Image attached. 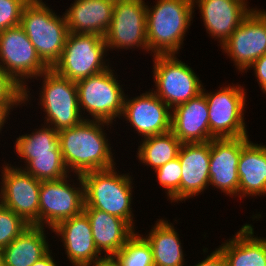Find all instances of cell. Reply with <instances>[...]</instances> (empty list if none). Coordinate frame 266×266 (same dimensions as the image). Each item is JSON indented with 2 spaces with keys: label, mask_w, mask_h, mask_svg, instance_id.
Listing matches in <instances>:
<instances>
[{
  "label": "cell",
  "mask_w": 266,
  "mask_h": 266,
  "mask_svg": "<svg viewBox=\"0 0 266 266\" xmlns=\"http://www.w3.org/2000/svg\"><path fill=\"white\" fill-rule=\"evenodd\" d=\"M30 0H0V31L21 24L22 12Z\"/></svg>",
  "instance_id": "obj_34"
},
{
  "label": "cell",
  "mask_w": 266,
  "mask_h": 266,
  "mask_svg": "<svg viewBox=\"0 0 266 266\" xmlns=\"http://www.w3.org/2000/svg\"><path fill=\"white\" fill-rule=\"evenodd\" d=\"M150 90L131 98L126 94L121 115L143 138L171 130L172 109Z\"/></svg>",
  "instance_id": "obj_15"
},
{
  "label": "cell",
  "mask_w": 266,
  "mask_h": 266,
  "mask_svg": "<svg viewBox=\"0 0 266 266\" xmlns=\"http://www.w3.org/2000/svg\"><path fill=\"white\" fill-rule=\"evenodd\" d=\"M220 47L239 72L247 73L252 63L266 53V10L253 8Z\"/></svg>",
  "instance_id": "obj_14"
},
{
  "label": "cell",
  "mask_w": 266,
  "mask_h": 266,
  "mask_svg": "<svg viewBox=\"0 0 266 266\" xmlns=\"http://www.w3.org/2000/svg\"><path fill=\"white\" fill-rule=\"evenodd\" d=\"M107 51L104 37L69 32L61 58L52 69L76 82L107 70L110 67L109 59H104Z\"/></svg>",
  "instance_id": "obj_8"
},
{
  "label": "cell",
  "mask_w": 266,
  "mask_h": 266,
  "mask_svg": "<svg viewBox=\"0 0 266 266\" xmlns=\"http://www.w3.org/2000/svg\"><path fill=\"white\" fill-rule=\"evenodd\" d=\"M160 187L165 189L168 200L172 202L180 201V179L182 176L181 163L179 157L167 162L154 171Z\"/></svg>",
  "instance_id": "obj_31"
},
{
  "label": "cell",
  "mask_w": 266,
  "mask_h": 266,
  "mask_svg": "<svg viewBox=\"0 0 266 266\" xmlns=\"http://www.w3.org/2000/svg\"><path fill=\"white\" fill-rule=\"evenodd\" d=\"M114 258L119 266H154L151 247L137 231Z\"/></svg>",
  "instance_id": "obj_29"
},
{
  "label": "cell",
  "mask_w": 266,
  "mask_h": 266,
  "mask_svg": "<svg viewBox=\"0 0 266 266\" xmlns=\"http://www.w3.org/2000/svg\"><path fill=\"white\" fill-rule=\"evenodd\" d=\"M45 229L46 227L30 225L2 249L3 266H31L42 258L51 246Z\"/></svg>",
  "instance_id": "obj_25"
},
{
  "label": "cell",
  "mask_w": 266,
  "mask_h": 266,
  "mask_svg": "<svg viewBox=\"0 0 266 266\" xmlns=\"http://www.w3.org/2000/svg\"><path fill=\"white\" fill-rule=\"evenodd\" d=\"M145 0H115L110 27L104 36L109 49L139 48L148 52Z\"/></svg>",
  "instance_id": "obj_12"
},
{
  "label": "cell",
  "mask_w": 266,
  "mask_h": 266,
  "mask_svg": "<svg viewBox=\"0 0 266 266\" xmlns=\"http://www.w3.org/2000/svg\"><path fill=\"white\" fill-rule=\"evenodd\" d=\"M31 134L20 135L15 140V150L17 157H21L27 165L36 156L62 155L58 131L48 125H41Z\"/></svg>",
  "instance_id": "obj_27"
},
{
  "label": "cell",
  "mask_w": 266,
  "mask_h": 266,
  "mask_svg": "<svg viewBox=\"0 0 266 266\" xmlns=\"http://www.w3.org/2000/svg\"><path fill=\"white\" fill-rule=\"evenodd\" d=\"M211 141L183 143L178 157L181 163L180 201L198 196L209 188Z\"/></svg>",
  "instance_id": "obj_19"
},
{
  "label": "cell",
  "mask_w": 266,
  "mask_h": 266,
  "mask_svg": "<svg viewBox=\"0 0 266 266\" xmlns=\"http://www.w3.org/2000/svg\"><path fill=\"white\" fill-rule=\"evenodd\" d=\"M177 56H152V78L156 86L152 91L171 109L196 97L203 88L199 76Z\"/></svg>",
  "instance_id": "obj_10"
},
{
  "label": "cell",
  "mask_w": 266,
  "mask_h": 266,
  "mask_svg": "<svg viewBox=\"0 0 266 266\" xmlns=\"http://www.w3.org/2000/svg\"><path fill=\"white\" fill-rule=\"evenodd\" d=\"M111 68L80 79L76 85L81 114L84 111L89 113L86 119L106 121L113 125L115 118H121L125 93L123 85H120V80L114 74L115 70Z\"/></svg>",
  "instance_id": "obj_7"
},
{
  "label": "cell",
  "mask_w": 266,
  "mask_h": 266,
  "mask_svg": "<svg viewBox=\"0 0 266 266\" xmlns=\"http://www.w3.org/2000/svg\"><path fill=\"white\" fill-rule=\"evenodd\" d=\"M254 69V75L256 76L259 87L266 95V53L257 59L249 67V70Z\"/></svg>",
  "instance_id": "obj_35"
},
{
  "label": "cell",
  "mask_w": 266,
  "mask_h": 266,
  "mask_svg": "<svg viewBox=\"0 0 266 266\" xmlns=\"http://www.w3.org/2000/svg\"><path fill=\"white\" fill-rule=\"evenodd\" d=\"M171 131L182 144L211 141L209 110L203 92L172 109Z\"/></svg>",
  "instance_id": "obj_20"
},
{
  "label": "cell",
  "mask_w": 266,
  "mask_h": 266,
  "mask_svg": "<svg viewBox=\"0 0 266 266\" xmlns=\"http://www.w3.org/2000/svg\"><path fill=\"white\" fill-rule=\"evenodd\" d=\"M241 155V137L211 140L209 186L227 196L239 197L238 162Z\"/></svg>",
  "instance_id": "obj_16"
},
{
  "label": "cell",
  "mask_w": 266,
  "mask_h": 266,
  "mask_svg": "<svg viewBox=\"0 0 266 266\" xmlns=\"http://www.w3.org/2000/svg\"><path fill=\"white\" fill-rule=\"evenodd\" d=\"M111 124L101 120L83 119L72 128L58 131L62 158L69 173L82 175L116 167L115 155L105 133L109 126L112 127Z\"/></svg>",
  "instance_id": "obj_1"
},
{
  "label": "cell",
  "mask_w": 266,
  "mask_h": 266,
  "mask_svg": "<svg viewBox=\"0 0 266 266\" xmlns=\"http://www.w3.org/2000/svg\"><path fill=\"white\" fill-rule=\"evenodd\" d=\"M115 0H74L64 13L70 33L104 37L113 17Z\"/></svg>",
  "instance_id": "obj_21"
},
{
  "label": "cell",
  "mask_w": 266,
  "mask_h": 266,
  "mask_svg": "<svg viewBox=\"0 0 266 266\" xmlns=\"http://www.w3.org/2000/svg\"><path fill=\"white\" fill-rule=\"evenodd\" d=\"M0 266H3V263H2V252L0 250Z\"/></svg>",
  "instance_id": "obj_40"
},
{
  "label": "cell",
  "mask_w": 266,
  "mask_h": 266,
  "mask_svg": "<svg viewBox=\"0 0 266 266\" xmlns=\"http://www.w3.org/2000/svg\"><path fill=\"white\" fill-rule=\"evenodd\" d=\"M203 87L209 110L210 140L249 136L245 124L246 95L243 86L225 85L216 92Z\"/></svg>",
  "instance_id": "obj_9"
},
{
  "label": "cell",
  "mask_w": 266,
  "mask_h": 266,
  "mask_svg": "<svg viewBox=\"0 0 266 266\" xmlns=\"http://www.w3.org/2000/svg\"><path fill=\"white\" fill-rule=\"evenodd\" d=\"M30 225L0 203V250L13 242Z\"/></svg>",
  "instance_id": "obj_32"
},
{
  "label": "cell",
  "mask_w": 266,
  "mask_h": 266,
  "mask_svg": "<svg viewBox=\"0 0 266 266\" xmlns=\"http://www.w3.org/2000/svg\"><path fill=\"white\" fill-rule=\"evenodd\" d=\"M247 0H193L206 32L221 46L252 11ZM250 8V9H249Z\"/></svg>",
  "instance_id": "obj_17"
},
{
  "label": "cell",
  "mask_w": 266,
  "mask_h": 266,
  "mask_svg": "<svg viewBox=\"0 0 266 266\" xmlns=\"http://www.w3.org/2000/svg\"><path fill=\"white\" fill-rule=\"evenodd\" d=\"M53 258L52 250H49L42 258L37 260L31 266H58Z\"/></svg>",
  "instance_id": "obj_37"
},
{
  "label": "cell",
  "mask_w": 266,
  "mask_h": 266,
  "mask_svg": "<svg viewBox=\"0 0 266 266\" xmlns=\"http://www.w3.org/2000/svg\"><path fill=\"white\" fill-rule=\"evenodd\" d=\"M41 181L39 192V226L52 230L59 222L84 211V184L81 175H75V185L69 177ZM69 179V180H68ZM71 180V181H70ZM73 182V183H70Z\"/></svg>",
  "instance_id": "obj_11"
},
{
  "label": "cell",
  "mask_w": 266,
  "mask_h": 266,
  "mask_svg": "<svg viewBox=\"0 0 266 266\" xmlns=\"http://www.w3.org/2000/svg\"><path fill=\"white\" fill-rule=\"evenodd\" d=\"M113 167L81 175L84 184V208H93L126 220L133 228V180L130 173L120 174Z\"/></svg>",
  "instance_id": "obj_3"
},
{
  "label": "cell",
  "mask_w": 266,
  "mask_h": 266,
  "mask_svg": "<svg viewBox=\"0 0 266 266\" xmlns=\"http://www.w3.org/2000/svg\"><path fill=\"white\" fill-rule=\"evenodd\" d=\"M238 176L240 199L266 195V145L241 137Z\"/></svg>",
  "instance_id": "obj_22"
},
{
  "label": "cell",
  "mask_w": 266,
  "mask_h": 266,
  "mask_svg": "<svg viewBox=\"0 0 266 266\" xmlns=\"http://www.w3.org/2000/svg\"><path fill=\"white\" fill-rule=\"evenodd\" d=\"M52 232L60 236L72 266H83L104 257L94 244L91 225L84 211L59 222Z\"/></svg>",
  "instance_id": "obj_18"
},
{
  "label": "cell",
  "mask_w": 266,
  "mask_h": 266,
  "mask_svg": "<svg viewBox=\"0 0 266 266\" xmlns=\"http://www.w3.org/2000/svg\"><path fill=\"white\" fill-rule=\"evenodd\" d=\"M0 68L23 88L25 105L31 100V89L26 85L29 78L38 80L49 69L21 25L0 31Z\"/></svg>",
  "instance_id": "obj_5"
},
{
  "label": "cell",
  "mask_w": 266,
  "mask_h": 266,
  "mask_svg": "<svg viewBox=\"0 0 266 266\" xmlns=\"http://www.w3.org/2000/svg\"><path fill=\"white\" fill-rule=\"evenodd\" d=\"M0 104L10 111L23 105V88L0 68Z\"/></svg>",
  "instance_id": "obj_33"
},
{
  "label": "cell",
  "mask_w": 266,
  "mask_h": 266,
  "mask_svg": "<svg viewBox=\"0 0 266 266\" xmlns=\"http://www.w3.org/2000/svg\"><path fill=\"white\" fill-rule=\"evenodd\" d=\"M253 227L242 225L232 239L218 246L228 266H266V238L255 236Z\"/></svg>",
  "instance_id": "obj_24"
},
{
  "label": "cell",
  "mask_w": 266,
  "mask_h": 266,
  "mask_svg": "<svg viewBox=\"0 0 266 266\" xmlns=\"http://www.w3.org/2000/svg\"><path fill=\"white\" fill-rule=\"evenodd\" d=\"M2 166L0 203L22 217L29 225L39 226L41 180L18 166L15 168L7 163Z\"/></svg>",
  "instance_id": "obj_13"
},
{
  "label": "cell",
  "mask_w": 266,
  "mask_h": 266,
  "mask_svg": "<svg viewBox=\"0 0 266 266\" xmlns=\"http://www.w3.org/2000/svg\"><path fill=\"white\" fill-rule=\"evenodd\" d=\"M194 11L193 0H157L154 6L146 5L148 51L152 56L180 52Z\"/></svg>",
  "instance_id": "obj_2"
},
{
  "label": "cell",
  "mask_w": 266,
  "mask_h": 266,
  "mask_svg": "<svg viewBox=\"0 0 266 266\" xmlns=\"http://www.w3.org/2000/svg\"><path fill=\"white\" fill-rule=\"evenodd\" d=\"M24 169L34 178L44 180H57L69 176L62 155L36 156L26 166L18 167Z\"/></svg>",
  "instance_id": "obj_30"
},
{
  "label": "cell",
  "mask_w": 266,
  "mask_h": 266,
  "mask_svg": "<svg viewBox=\"0 0 266 266\" xmlns=\"http://www.w3.org/2000/svg\"><path fill=\"white\" fill-rule=\"evenodd\" d=\"M194 266H228L222 252L216 248L210 255H207L202 261Z\"/></svg>",
  "instance_id": "obj_36"
},
{
  "label": "cell",
  "mask_w": 266,
  "mask_h": 266,
  "mask_svg": "<svg viewBox=\"0 0 266 266\" xmlns=\"http://www.w3.org/2000/svg\"><path fill=\"white\" fill-rule=\"evenodd\" d=\"M84 212L91 225L94 244L104 257H114L136 231L126 220L104 211L84 208Z\"/></svg>",
  "instance_id": "obj_23"
},
{
  "label": "cell",
  "mask_w": 266,
  "mask_h": 266,
  "mask_svg": "<svg viewBox=\"0 0 266 266\" xmlns=\"http://www.w3.org/2000/svg\"><path fill=\"white\" fill-rule=\"evenodd\" d=\"M83 266H119L114 257H103Z\"/></svg>",
  "instance_id": "obj_38"
},
{
  "label": "cell",
  "mask_w": 266,
  "mask_h": 266,
  "mask_svg": "<svg viewBox=\"0 0 266 266\" xmlns=\"http://www.w3.org/2000/svg\"><path fill=\"white\" fill-rule=\"evenodd\" d=\"M10 113L11 111L6 106L0 104V133L3 130V127L7 120H9L8 118L10 117Z\"/></svg>",
  "instance_id": "obj_39"
},
{
  "label": "cell",
  "mask_w": 266,
  "mask_h": 266,
  "mask_svg": "<svg viewBox=\"0 0 266 266\" xmlns=\"http://www.w3.org/2000/svg\"><path fill=\"white\" fill-rule=\"evenodd\" d=\"M181 144V141L175 137L171 130L166 133L141 138L136 157L143 165L151 166L153 171H155L178 157Z\"/></svg>",
  "instance_id": "obj_28"
},
{
  "label": "cell",
  "mask_w": 266,
  "mask_h": 266,
  "mask_svg": "<svg viewBox=\"0 0 266 266\" xmlns=\"http://www.w3.org/2000/svg\"><path fill=\"white\" fill-rule=\"evenodd\" d=\"M38 79L42 81L40 88V109H44V124L56 131L72 128L79 124L84 115L81 114L78 100V90L75 81L59 75L49 68Z\"/></svg>",
  "instance_id": "obj_6"
},
{
  "label": "cell",
  "mask_w": 266,
  "mask_h": 266,
  "mask_svg": "<svg viewBox=\"0 0 266 266\" xmlns=\"http://www.w3.org/2000/svg\"><path fill=\"white\" fill-rule=\"evenodd\" d=\"M158 219L149 233L142 235L149 243L154 266H184L185 255L174 223Z\"/></svg>",
  "instance_id": "obj_26"
},
{
  "label": "cell",
  "mask_w": 266,
  "mask_h": 266,
  "mask_svg": "<svg viewBox=\"0 0 266 266\" xmlns=\"http://www.w3.org/2000/svg\"><path fill=\"white\" fill-rule=\"evenodd\" d=\"M42 0H30L24 7L21 26L34 45L41 60L49 67L61 58L69 34L66 19Z\"/></svg>",
  "instance_id": "obj_4"
}]
</instances>
